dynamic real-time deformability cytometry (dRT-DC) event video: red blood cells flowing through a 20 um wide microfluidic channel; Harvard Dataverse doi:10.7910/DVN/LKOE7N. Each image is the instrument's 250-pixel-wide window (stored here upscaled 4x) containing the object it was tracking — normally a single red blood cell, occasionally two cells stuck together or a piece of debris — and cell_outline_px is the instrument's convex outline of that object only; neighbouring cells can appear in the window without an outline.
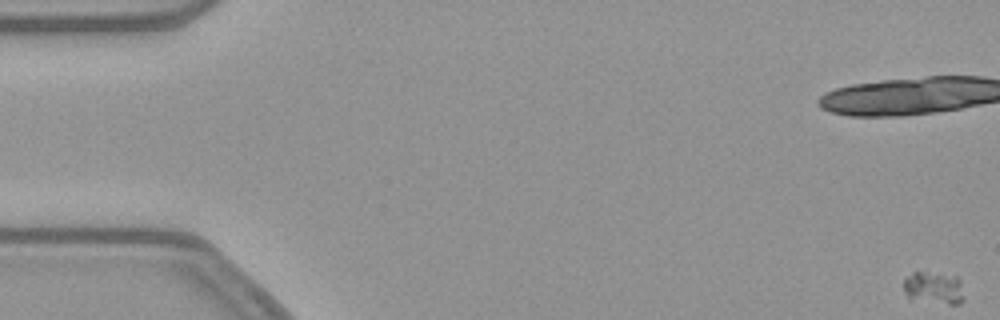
{"species": "common noctule bat (a hibernating species)", "species_latin": "Nyctalus noctula", "temperature_condition": "warm", "stored_images_in_passage": 16, "camera_frame_rate_fps": 3000, "um_per_image_px": 0.085, "animal": {"sex": "female", "body_mass_g": 21.9}, "frame": {"image": 1, "passage_image": 1, "time_ms": 0.0, "image_size_px": [1000, 320], "cell_outline_px": [[964, 300], [960, 304], [948, 304], [908, 300], [904, 292], [904, 280], [912, 272], [924, 272], [956, 276], [960, 280], [964, 296]], "centroid_in_image_um": [79.36, 24.51], "position_along_channel_um": 5.6, "area_um2": 11.68}}